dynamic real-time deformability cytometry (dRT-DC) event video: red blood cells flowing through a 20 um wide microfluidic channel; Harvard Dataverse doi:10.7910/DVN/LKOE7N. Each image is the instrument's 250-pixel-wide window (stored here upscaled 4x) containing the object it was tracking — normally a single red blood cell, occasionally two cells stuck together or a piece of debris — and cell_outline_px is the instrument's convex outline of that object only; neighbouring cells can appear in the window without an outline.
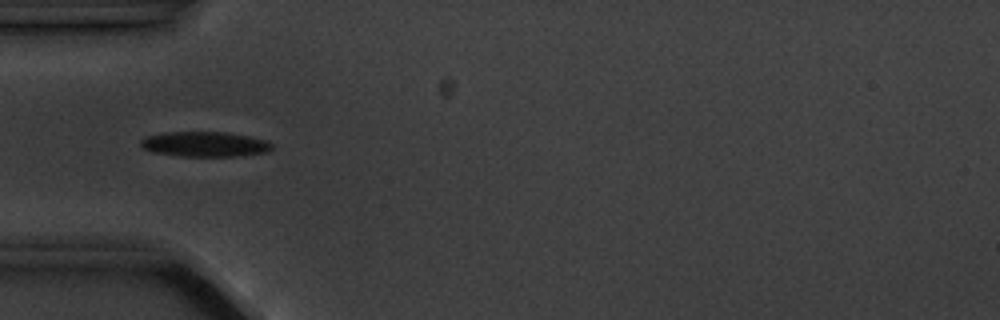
{"species": "common noctule bat (a hibernating species)", "species_latin": "Nyctalus noctula", "temperature_condition": "cold", "stored_images_in_passage": 15, "camera_frame_rate_fps": 3000, "um_per_image_px": 0.085, "animal": {"sex": "male", "body_mass_g": 20.1, "forearm_length_mm": 53.5}, "frame": {"image": 1, "passage_image": 5, "time_ms": 5.333, "image_size_px": [1000, 320], "cell_outline_px": [[272, 148], [268, 152], [236, 156], [180, 156], [152, 152], [144, 148], [140, 144], [140, 140], [148, 136], [168, 132], [224, 132], [248, 136], [268, 140], [272, 144]], "centroid_in_image_um": [17.43, 12.26], "position_along_channel_um": 67.6, "area_um2": 19.07}}
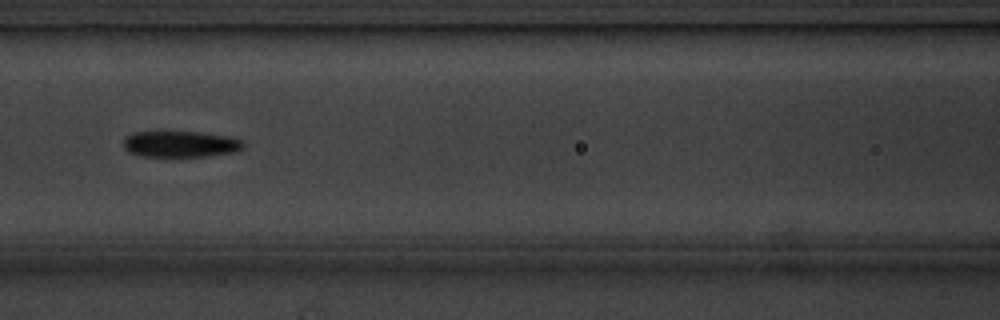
{"frame": {"image": 2, "passage_image": 7, "time_ms": 7.667, "image_size_px": [1000, 320], "cell_outline_px": [[244, 144], [236, 152], [204, 156], [140, 156], [128, 152], [124, 148], [124, 136], [132, 132], [160, 128], [200, 132], [228, 136], [240, 140]], "centroid_in_image_um": [15.21, 12.18], "position_along_channel_um": 151.4, "area_um2": 19.19}}
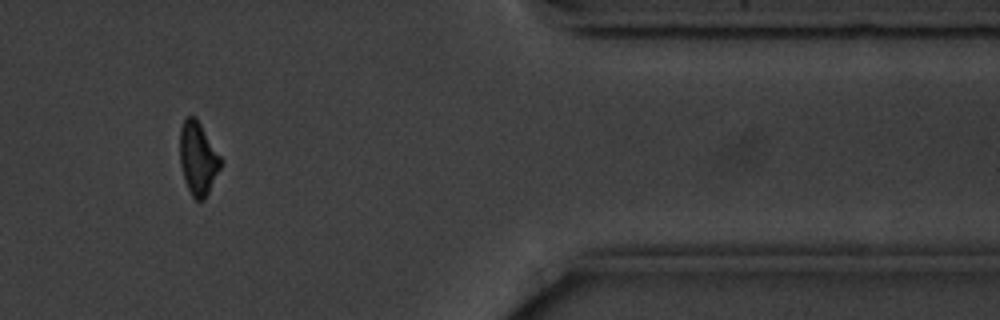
{"frame": {"image": 3, "passage_image": 13, "time_ms": 15.333, "image_size_px": [1000, 320], "cell_outline_px": [[224, 160], [204, 200], [196, 200], [192, 196], [184, 180], [180, 164], [180, 128], [184, 120], [188, 116], [196, 116]], "centroid_in_image_um": [16.84, 13.43], "position_along_channel_um": 394.6, "area_um2": 17.51}, "authors_computed_cell_mechanics": {"area_um2": 18.6116, "velocity_mm_per_s": 3.5549, "shape_relaxation_time_tau1_ms": 1.6804, "shape_relaxation_time_tau2_ms": 9.066, "deformation_change_tau1": 0.0887, "deformation_change_tau2": 0.1685}}